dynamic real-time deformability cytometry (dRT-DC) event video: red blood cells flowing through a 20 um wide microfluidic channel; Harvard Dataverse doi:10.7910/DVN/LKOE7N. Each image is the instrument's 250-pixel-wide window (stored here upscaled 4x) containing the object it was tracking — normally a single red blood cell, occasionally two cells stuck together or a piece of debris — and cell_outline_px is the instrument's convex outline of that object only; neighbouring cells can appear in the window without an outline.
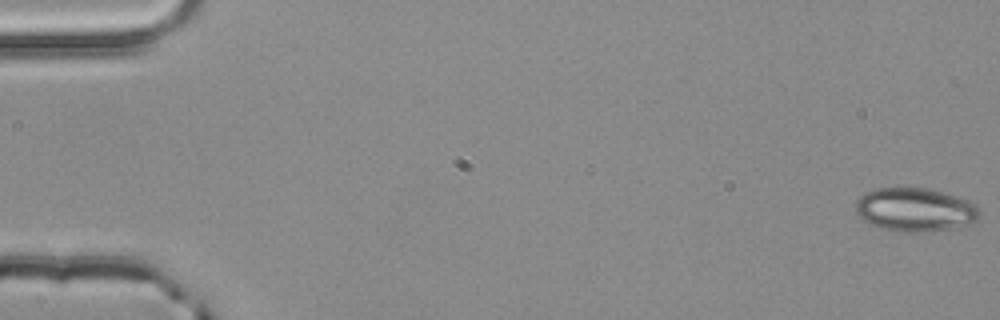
{"species": "common noctule bat (a hibernating species)", "species_latin": "Nyctalus noctula", "temperature_condition": "room temperature", "stored_images_in_passage": 4, "camera_frame_rate_fps": 3000, "um_per_image_px": 0.085, "animal": {"sex": "male", "body_mass_g": 20.4}, "frame": {"image": 1, "passage_image": 1, "time_ms": 0.0, "image_size_px": [1000, 320], "cell_outline_px": [[980, 216], [976, 220], [968, 224], [948, 228], [912, 232], [900, 232], [880, 228], [864, 220], [856, 212], [856, 200], [864, 192], [876, 188], [924, 188], [940, 192], [968, 200], [976, 204], [980, 212]], "centroid_in_image_um": [77.75, 17.81], "position_along_channel_um": 7.3, "area_um2": 31.04}}